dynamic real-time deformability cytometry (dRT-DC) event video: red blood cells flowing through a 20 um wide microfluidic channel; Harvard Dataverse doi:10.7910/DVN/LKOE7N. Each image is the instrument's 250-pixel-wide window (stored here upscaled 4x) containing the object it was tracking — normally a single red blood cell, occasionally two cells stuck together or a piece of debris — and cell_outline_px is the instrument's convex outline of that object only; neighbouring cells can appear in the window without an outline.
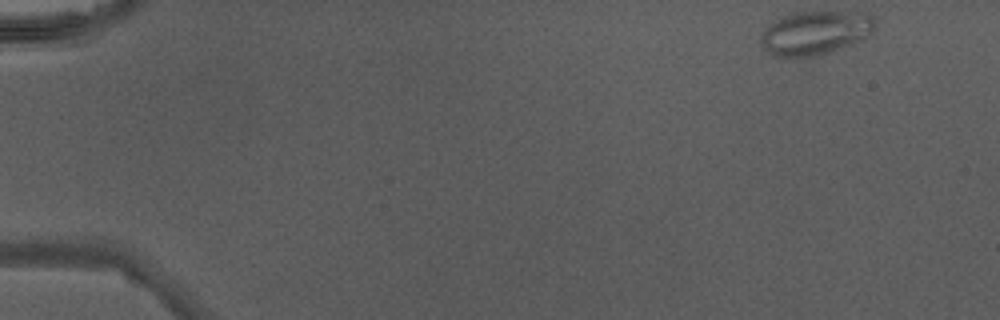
{"species": "Egyptian fruit bat (a non-hibernating species)", "species_latin": "Rousettus aegyptiacus", "temperature_condition": "warm", "stored_images_in_passage": 44, "camera_frame_rate_fps": 3000, "um_per_image_px": 0.085, "animal": {"sex": "male"}, "frame": {"image": 1, "passage_image": 1, "time_ms": 0.0, "image_size_px": [1000, 320], "cell_outline_px": [[876, 28], [868, 36], [860, 40], [828, 52], [816, 56], [784, 60], [772, 56], [760, 44], [760, 36], [780, 16], [792, 12], [868, 12], [872, 16], [876, 24]], "centroid_in_image_um": [69.27, 2.81], "position_along_channel_um": 15.7, "area_um2": 29.59}}
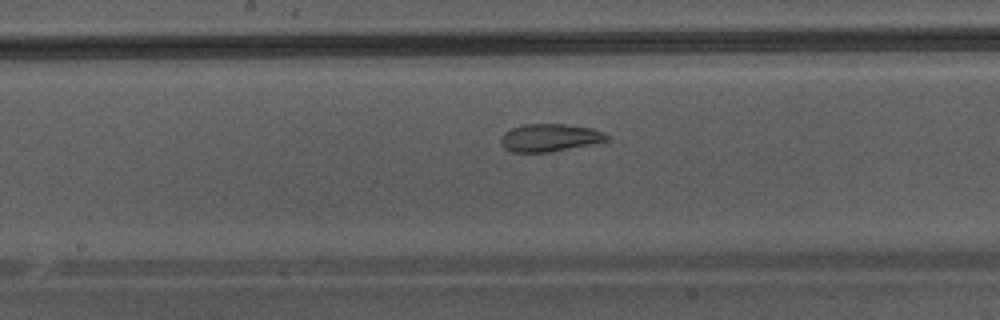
{"frame": {"image": 2, "passage_image": 23, "time_ms": 7.333, "image_size_px": [1000, 320], "cell_outline_px": [[608, 140], [548, 152], [512, 152], [504, 148], [500, 144], [500, 136], [504, 132], [512, 128], [524, 124], [564, 124], [592, 128], [604, 132], [608, 136]], "centroid_in_image_um": [46.66, 11.69], "position_along_channel_um": 201.5, "area_um2": 16.94}}
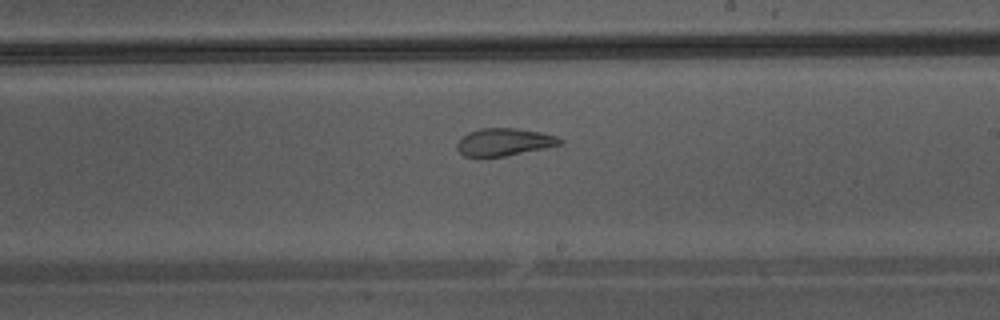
{"frame": {"image": 3, "passage_image": 26, "time_ms": 8.333, "image_size_px": [1000, 320], "cell_outline_px": [[564, 140], [560, 144], [544, 148], [504, 156], [464, 156], [456, 148], [456, 144], [460, 136], [468, 132], [480, 128], [516, 128], [540, 132], [556, 136]], "centroid_in_image_um": [42.81, 12.05], "position_along_channel_um": 246.2, "area_um2": 16.42}}